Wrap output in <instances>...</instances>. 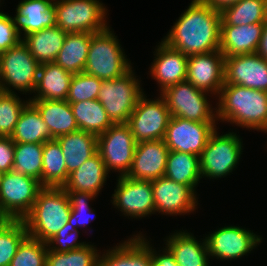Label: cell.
Returning <instances> with one entry per match:
<instances>
[{
  "mask_svg": "<svg viewBox=\"0 0 267 266\" xmlns=\"http://www.w3.org/2000/svg\"><path fill=\"white\" fill-rule=\"evenodd\" d=\"M220 35L221 12L192 0L162 41L190 56L219 50Z\"/></svg>",
  "mask_w": 267,
  "mask_h": 266,
  "instance_id": "6da1fadb",
  "label": "cell"
},
{
  "mask_svg": "<svg viewBox=\"0 0 267 266\" xmlns=\"http://www.w3.org/2000/svg\"><path fill=\"white\" fill-rule=\"evenodd\" d=\"M218 97L217 120L267 132V92L239 85H223Z\"/></svg>",
  "mask_w": 267,
  "mask_h": 266,
  "instance_id": "7a4b0ae2",
  "label": "cell"
},
{
  "mask_svg": "<svg viewBox=\"0 0 267 266\" xmlns=\"http://www.w3.org/2000/svg\"><path fill=\"white\" fill-rule=\"evenodd\" d=\"M70 213L66 191L62 187H44L23 219L28 236L47 243L67 224Z\"/></svg>",
  "mask_w": 267,
  "mask_h": 266,
  "instance_id": "3957f363",
  "label": "cell"
},
{
  "mask_svg": "<svg viewBox=\"0 0 267 266\" xmlns=\"http://www.w3.org/2000/svg\"><path fill=\"white\" fill-rule=\"evenodd\" d=\"M111 28L94 33L89 45L84 72L104 80L121 77L132 66Z\"/></svg>",
  "mask_w": 267,
  "mask_h": 266,
  "instance_id": "277c9868",
  "label": "cell"
},
{
  "mask_svg": "<svg viewBox=\"0 0 267 266\" xmlns=\"http://www.w3.org/2000/svg\"><path fill=\"white\" fill-rule=\"evenodd\" d=\"M55 23L66 33L106 30L107 9L99 0H55Z\"/></svg>",
  "mask_w": 267,
  "mask_h": 266,
  "instance_id": "5b68a950",
  "label": "cell"
},
{
  "mask_svg": "<svg viewBox=\"0 0 267 266\" xmlns=\"http://www.w3.org/2000/svg\"><path fill=\"white\" fill-rule=\"evenodd\" d=\"M40 64L21 40L0 55V91L34 93ZM11 87L13 89H11Z\"/></svg>",
  "mask_w": 267,
  "mask_h": 266,
  "instance_id": "8992f818",
  "label": "cell"
},
{
  "mask_svg": "<svg viewBox=\"0 0 267 266\" xmlns=\"http://www.w3.org/2000/svg\"><path fill=\"white\" fill-rule=\"evenodd\" d=\"M132 68L121 77L104 80L97 99L113 124L127 123L140 96L144 93Z\"/></svg>",
  "mask_w": 267,
  "mask_h": 266,
  "instance_id": "52a82bcc",
  "label": "cell"
},
{
  "mask_svg": "<svg viewBox=\"0 0 267 266\" xmlns=\"http://www.w3.org/2000/svg\"><path fill=\"white\" fill-rule=\"evenodd\" d=\"M217 133L216 128L199 156L201 178H224L240 161L243 152L240 136L234 132L220 136Z\"/></svg>",
  "mask_w": 267,
  "mask_h": 266,
  "instance_id": "ba28073f",
  "label": "cell"
},
{
  "mask_svg": "<svg viewBox=\"0 0 267 266\" xmlns=\"http://www.w3.org/2000/svg\"><path fill=\"white\" fill-rule=\"evenodd\" d=\"M207 93L197 89L192 83L183 81L167 87L160 92V95L163 97L171 116H178L195 122L216 123L217 109H213L212 104L210 105L208 102Z\"/></svg>",
  "mask_w": 267,
  "mask_h": 266,
  "instance_id": "9c48e42d",
  "label": "cell"
},
{
  "mask_svg": "<svg viewBox=\"0 0 267 266\" xmlns=\"http://www.w3.org/2000/svg\"><path fill=\"white\" fill-rule=\"evenodd\" d=\"M145 96V93L140 96L126 123L136 143L164 139L171 118L161 95L156 100H149Z\"/></svg>",
  "mask_w": 267,
  "mask_h": 266,
  "instance_id": "30bf717a",
  "label": "cell"
},
{
  "mask_svg": "<svg viewBox=\"0 0 267 266\" xmlns=\"http://www.w3.org/2000/svg\"><path fill=\"white\" fill-rule=\"evenodd\" d=\"M136 144L126 123L113 124L108 130L97 136V152L107 171H119V176L128 174L132 166Z\"/></svg>",
  "mask_w": 267,
  "mask_h": 266,
  "instance_id": "8fae6325",
  "label": "cell"
},
{
  "mask_svg": "<svg viewBox=\"0 0 267 266\" xmlns=\"http://www.w3.org/2000/svg\"><path fill=\"white\" fill-rule=\"evenodd\" d=\"M44 188L40 181L12 171L3 174L0 203L13 220H23Z\"/></svg>",
  "mask_w": 267,
  "mask_h": 266,
  "instance_id": "7c38bea8",
  "label": "cell"
},
{
  "mask_svg": "<svg viewBox=\"0 0 267 266\" xmlns=\"http://www.w3.org/2000/svg\"><path fill=\"white\" fill-rule=\"evenodd\" d=\"M216 125L171 116L163 140L169 151L200 156L210 135L216 130Z\"/></svg>",
  "mask_w": 267,
  "mask_h": 266,
  "instance_id": "4fadbf2b",
  "label": "cell"
},
{
  "mask_svg": "<svg viewBox=\"0 0 267 266\" xmlns=\"http://www.w3.org/2000/svg\"><path fill=\"white\" fill-rule=\"evenodd\" d=\"M205 240L209 256L231 261L250 253L261 243L262 237L245 228L224 226L206 235Z\"/></svg>",
  "mask_w": 267,
  "mask_h": 266,
  "instance_id": "5bb4252c",
  "label": "cell"
},
{
  "mask_svg": "<svg viewBox=\"0 0 267 266\" xmlns=\"http://www.w3.org/2000/svg\"><path fill=\"white\" fill-rule=\"evenodd\" d=\"M117 181L112 204L124 216L142 219L155 213L151 181L134 180L127 176H118Z\"/></svg>",
  "mask_w": 267,
  "mask_h": 266,
  "instance_id": "9a60e30c",
  "label": "cell"
},
{
  "mask_svg": "<svg viewBox=\"0 0 267 266\" xmlns=\"http://www.w3.org/2000/svg\"><path fill=\"white\" fill-rule=\"evenodd\" d=\"M155 213L186 215L198 205L195 191L188 185L177 183L165 176L151 181Z\"/></svg>",
  "mask_w": 267,
  "mask_h": 266,
  "instance_id": "2e32d148",
  "label": "cell"
},
{
  "mask_svg": "<svg viewBox=\"0 0 267 266\" xmlns=\"http://www.w3.org/2000/svg\"><path fill=\"white\" fill-rule=\"evenodd\" d=\"M224 85L267 92V60L258 53L225 57Z\"/></svg>",
  "mask_w": 267,
  "mask_h": 266,
  "instance_id": "e0dca14e",
  "label": "cell"
},
{
  "mask_svg": "<svg viewBox=\"0 0 267 266\" xmlns=\"http://www.w3.org/2000/svg\"><path fill=\"white\" fill-rule=\"evenodd\" d=\"M224 60L220 50L188 56L186 81L218 98L224 85Z\"/></svg>",
  "mask_w": 267,
  "mask_h": 266,
  "instance_id": "ac0fdd59",
  "label": "cell"
},
{
  "mask_svg": "<svg viewBox=\"0 0 267 266\" xmlns=\"http://www.w3.org/2000/svg\"><path fill=\"white\" fill-rule=\"evenodd\" d=\"M168 153L169 148L163 139L137 143L132 166L126 176L144 181L164 176Z\"/></svg>",
  "mask_w": 267,
  "mask_h": 266,
  "instance_id": "d6986e66",
  "label": "cell"
},
{
  "mask_svg": "<svg viewBox=\"0 0 267 266\" xmlns=\"http://www.w3.org/2000/svg\"><path fill=\"white\" fill-rule=\"evenodd\" d=\"M155 51L156 57L150 66V74L158 82L161 92L169 86L186 81L188 56L163 41Z\"/></svg>",
  "mask_w": 267,
  "mask_h": 266,
  "instance_id": "ffe728a7",
  "label": "cell"
},
{
  "mask_svg": "<svg viewBox=\"0 0 267 266\" xmlns=\"http://www.w3.org/2000/svg\"><path fill=\"white\" fill-rule=\"evenodd\" d=\"M54 1L23 0L18 4L16 14L11 18L21 39L30 33L56 25Z\"/></svg>",
  "mask_w": 267,
  "mask_h": 266,
  "instance_id": "44dd1931",
  "label": "cell"
},
{
  "mask_svg": "<svg viewBox=\"0 0 267 266\" xmlns=\"http://www.w3.org/2000/svg\"><path fill=\"white\" fill-rule=\"evenodd\" d=\"M264 25H221L219 50L225 57L257 53Z\"/></svg>",
  "mask_w": 267,
  "mask_h": 266,
  "instance_id": "7402d4cb",
  "label": "cell"
},
{
  "mask_svg": "<svg viewBox=\"0 0 267 266\" xmlns=\"http://www.w3.org/2000/svg\"><path fill=\"white\" fill-rule=\"evenodd\" d=\"M29 101L38 109L54 139L79 130L67 100L29 99Z\"/></svg>",
  "mask_w": 267,
  "mask_h": 266,
  "instance_id": "603a6c76",
  "label": "cell"
},
{
  "mask_svg": "<svg viewBox=\"0 0 267 266\" xmlns=\"http://www.w3.org/2000/svg\"><path fill=\"white\" fill-rule=\"evenodd\" d=\"M165 241L178 266H209L211 257L205 239L198 241L192 233L183 230L169 235Z\"/></svg>",
  "mask_w": 267,
  "mask_h": 266,
  "instance_id": "cb8c5ba5",
  "label": "cell"
},
{
  "mask_svg": "<svg viewBox=\"0 0 267 266\" xmlns=\"http://www.w3.org/2000/svg\"><path fill=\"white\" fill-rule=\"evenodd\" d=\"M108 173L101 156L96 152L69 174L62 188L65 191L89 192L97 196L106 183Z\"/></svg>",
  "mask_w": 267,
  "mask_h": 266,
  "instance_id": "d4e9b609",
  "label": "cell"
},
{
  "mask_svg": "<svg viewBox=\"0 0 267 266\" xmlns=\"http://www.w3.org/2000/svg\"><path fill=\"white\" fill-rule=\"evenodd\" d=\"M72 76L55 62L41 64L34 90L36 96L30 99L66 100Z\"/></svg>",
  "mask_w": 267,
  "mask_h": 266,
  "instance_id": "484cf974",
  "label": "cell"
},
{
  "mask_svg": "<svg viewBox=\"0 0 267 266\" xmlns=\"http://www.w3.org/2000/svg\"><path fill=\"white\" fill-rule=\"evenodd\" d=\"M133 236L100 255L98 266H153L150 249Z\"/></svg>",
  "mask_w": 267,
  "mask_h": 266,
  "instance_id": "4316f807",
  "label": "cell"
},
{
  "mask_svg": "<svg viewBox=\"0 0 267 266\" xmlns=\"http://www.w3.org/2000/svg\"><path fill=\"white\" fill-rule=\"evenodd\" d=\"M59 143L68 175L97 152V136L83 130L55 138Z\"/></svg>",
  "mask_w": 267,
  "mask_h": 266,
  "instance_id": "83f0119b",
  "label": "cell"
},
{
  "mask_svg": "<svg viewBox=\"0 0 267 266\" xmlns=\"http://www.w3.org/2000/svg\"><path fill=\"white\" fill-rule=\"evenodd\" d=\"M67 33L57 25L30 33L22 38L30 54L41 65L54 62Z\"/></svg>",
  "mask_w": 267,
  "mask_h": 266,
  "instance_id": "f1b7e54d",
  "label": "cell"
},
{
  "mask_svg": "<svg viewBox=\"0 0 267 266\" xmlns=\"http://www.w3.org/2000/svg\"><path fill=\"white\" fill-rule=\"evenodd\" d=\"M10 138L14 143L40 144L54 139L38 109L30 101L21 111Z\"/></svg>",
  "mask_w": 267,
  "mask_h": 266,
  "instance_id": "f546056e",
  "label": "cell"
},
{
  "mask_svg": "<svg viewBox=\"0 0 267 266\" xmlns=\"http://www.w3.org/2000/svg\"><path fill=\"white\" fill-rule=\"evenodd\" d=\"M93 34L89 32L67 33L54 62L72 74L84 72Z\"/></svg>",
  "mask_w": 267,
  "mask_h": 266,
  "instance_id": "4dcf8cb0",
  "label": "cell"
},
{
  "mask_svg": "<svg viewBox=\"0 0 267 266\" xmlns=\"http://www.w3.org/2000/svg\"><path fill=\"white\" fill-rule=\"evenodd\" d=\"M165 177L190 186L196 192L201 179L199 156L180 151H169Z\"/></svg>",
  "mask_w": 267,
  "mask_h": 266,
  "instance_id": "1f68e13d",
  "label": "cell"
},
{
  "mask_svg": "<svg viewBox=\"0 0 267 266\" xmlns=\"http://www.w3.org/2000/svg\"><path fill=\"white\" fill-rule=\"evenodd\" d=\"M70 106L79 130L98 136L113 125L98 99L70 103Z\"/></svg>",
  "mask_w": 267,
  "mask_h": 266,
  "instance_id": "d6a6232c",
  "label": "cell"
},
{
  "mask_svg": "<svg viewBox=\"0 0 267 266\" xmlns=\"http://www.w3.org/2000/svg\"><path fill=\"white\" fill-rule=\"evenodd\" d=\"M267 21V0H240L221 11V25H248Z\"/></svg>",
  "mask_w": 267,
  "mask_h": 266,
  "instance_id": "836d02e7",
  "label": "cell"
},
{
  "mask_svg": "<svg viewBox=\"0 0 267 266\" xmlns=\"http://www.w3.org/2000/svg\"><path fill=\"white\" fill-rule=\"evenodd\" d=\"M69 175L59 143L53 139L44 143L42 185L44 187H63Z\"/></svg>",
  "mask_w": 267,
  "mask_h": 266,
  "instance_id": "e575fe53",
  "label": "cell"
},
{
  "mask_svg": "<svg viewBox=\"0 0 267 266\" xmlns=\"http://www.w3.org/2000/svg\"><path fill=\"white\" fill-rule=\"evenodd\" d=\"M43 149L40 143H15L13 171L42 184Z\"/></svg>",
  "mask_w": 267,
  "mask_h": 266,
  "instance_id": "d590c367",
  "label": "cell"
},
{
  "mask_svg": "<svg viewBox=\"0 0 267 266\" xmlns=\"http://www.w3.org/2000/svg\"><path fill=\"white\" fill-rule=\"evenodd\" d=\"M93 244L70 250L69 252H55L48 249L46 266H98V252Z\"/></svg>",
  "mask_w": 267,
  "mask_h": 266,
  "instance_id": "8d00e7d4",
  "label": "cell"
},
{
  "mask_svg": "<svg viewBox=\"0 0 267 266\" xmlns=\"http://www.w3.org/2000/svg\"><path fill=\"white\" fill-rule=\"evenodd\" d=\"M28 236L23 220H12L0 230V266H9L21 242Z\"/></svg>",
  "mask_w": 267,
  "mask_h": 266,
  "instance_id": "74e56055",
  "label": "cell"
},
{
  "mask_svg": "<svg viewBox=\"0 0 267 266\" xmlns=\"http://www.w3.org/2000/svg\"><path fill=\"white\" fill-rule=\"evenodd\" d=\"M47 243L27 236L19 245L9 266H46Z\"/></svg>",
  "mask_w": 267,
  "mask_h": 266,
  "instance_id": "f35d334b",
  "label": "cell"
},
{
  "mask_svg": "<svg viewBox=\"0 0 267 266\" xmlns=\"http://www.w3.org/2000/svg\"><path fill=\"white\" fill-rule=\"evenodd\" d=\"M29 99L21 100L14 93H5L0 91V135L2 137H10L17 124L19 115Z\"/></svg>",
  "mask_w": 267,
  "mask_h": 266,
  "instance_id": "ab89813d",
  "label": "cell"
},
{
  "mask_svg": "<svg viewBox=\"0 0 267 266\" xmlns=\"http://www.w3.org/2000/svg\"><path fill=\"white\" fill-rule=\"evenodd\" d=\"M102 80L85 72L73 74L67 101L69 103L97 99Z\"/></svg>",
  "mask_w": 267,
  "mask_h": 266,
  "instance_id": "60d3db41",
  "label": "cell"
},
{
  "mask_svg": "<svg viewBox=\"0 0 267 266\" xmlns=\"http://www.w3.org/2000/svg\"><path fill=\"white\" fill-rule=\"evenodd\" d=\"M66 193L68 195L71 206V213L68 222L76 229H78L79 227L87 228L89 222L94 219L92 215L93 212H95L94 209L90 207L89 201L94 200V198H96V195H94L93 193L81 191H66ZM91 216L93 217V219H91Z\"/></svg>",
  "mask_w": 267,
  "mask_h": 266,
  "instance_id": "b9f144b4",
  "label": "cell"
},
{
  "mask_svg": "<svg viewBox=\"0 0 267 266\" xmlns=\"http://www.w3.org/2000/svg\"><path fill=\"white\" fill-rule=\"evenodd\" d=\"M79 231L69 222L47 242V247L55 252H69L84 247L86 242L78 241Z\"/></svg>",
  "mask_w": 267,
  "mask_h": 266,
  "instance_id": "7bdbcfd3",
  "label": "cell"
},
{
  "mask_svg": "<svg viewBox=\"0 0 267 266\" xmlns=\"http://www.w3.org/2000/svg\"><path fill=\"white\" fill-rule=\"evenodd\" d=\"M11 16L0 12V55L21 41Z\"/></svg>",
  "mask_w": 267,
  "mask_h": 266,
  "instance_id": "ee69618b",
  "label": "cell"
},
{
  "mask_svg": "<svg viewBox=\"0 0 267 266\" xmlns=\"http://www.w3.org/2000/svg\"><path fill=\"white\" fill-rule=\"evenodd\" d=\"M15 143L10 137L0 139V170L7 173L13 170Z\"/></svg>",
  "mask_w": 267,
  "mask_h": 266,
  "instance_id": "f6af8a7d",
  "label": "cell"
},
{
  "mask_svg": "<svg viewBox=\"0 0 267 266\" xmlns=\"http://www.w3.org/2000/svg\"><path fill=\"white\" fill-rule=\"evenodd\" d=\"M136 236L150 249L151 256L153 258V266H178L174 255L167 246L163 248V254H157L156 250L152 249V246H150L149 241L146 240L147 238H145L141 233L137 234Z\"/></svg>",
  "mask_w": 267,
  "mask_h": 266,
  "instance_id": "bcb514c9",
  "label": "cell"
},
{
  "mask_svg": "<svg viewBox=\"0 0 267 266\" xmlns=\"http://www.w3.org/2000/svg\"><path fill=\"white\" fill-rule=\"evenodd\" d=\"M201 1L210 8L221 12L224 8L236 4L240 0H201Z\"/></svg>",
  "mask_w": 267,
  "mask_h": 266,
  "instance_id": "7dc6e473",
  "label": "cell"
},
{
  "mask_svg": "<svg viewBox=\"0 0 267 266\" xmlns=\"http://www.w3.org/2000/svg\"><path fill=\"white\" fill-rule=\"evenodd\" d=\"M257 53L267 60V21L264 25L263 34L260 40Z\"/></svg>",
  "mask_w": 267,
  "mask_h": 266,
  "instance_id": "c3c4849f",
  "label": "cell"
},
{
  "mask_svg": "<svg viewBox=\"0 0 267 266\" xmlns=\"http://www.w3.org/2000/svg\"><path fill=\"white\" fill-rule=\"evenodd\" d=\"M13 219L5 212L0 203V230L8 225Z\"/></svg>",
  "mask_w": 267,
  "mask_h": 266,
  "instance_id": "681fc988",
  "label": "cell"
},
{
  "mask_svg": "<svg viewBox=\"0 0 267 266\" xmlns=\"http://www.w3.org/2000/svg\"><path fill=\"white\" fill-rule=\"evenodd\" d=\"M3 174H4V173L0 170V185H1V181H2Z\"/></svg>",
  "mask_w": 267,
  "mask_h": 266,
  "instance_id": "f907efd6",
  "label": "cell"
}]
</instances>
